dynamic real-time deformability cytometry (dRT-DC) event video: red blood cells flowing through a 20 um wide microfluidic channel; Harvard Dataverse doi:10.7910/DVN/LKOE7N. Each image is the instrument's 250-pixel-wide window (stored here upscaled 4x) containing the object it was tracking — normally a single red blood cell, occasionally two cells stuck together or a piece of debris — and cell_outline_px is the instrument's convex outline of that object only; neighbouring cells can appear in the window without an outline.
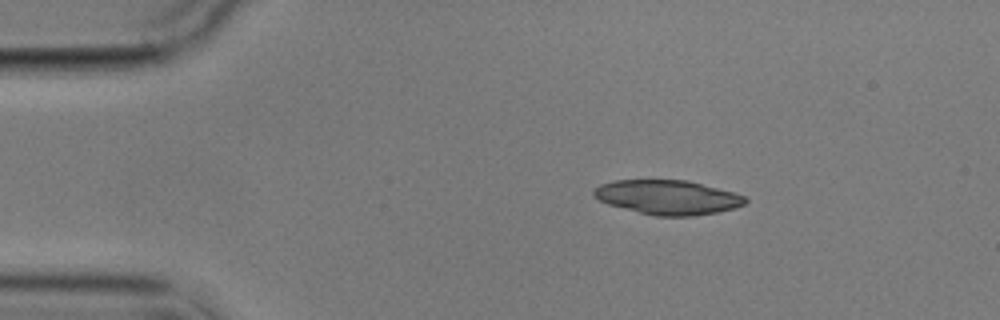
{"species": "common noctule bat (a hibernating species)", "species_latin": "Nyctalus noctula", "temperature_condition": "cold", "stored_images_in_passage": 5, "camera_frame_rate_fps": 3000, "um_per_image_px": 0.085, "animal": {"sex": "male", "body_mass_g": 17.9}, "frame": {"image": 1, "passage_image": 2, "time_ms": 1.333, "image_size_px": [1000, 320], "cell_outline_px": [[748, 200], [744, 204], [736, 208], [716, 212], [692, 216], [656, 216], [608, 204], [592, 196], [592, 192], [600, 184], [616, 180], [688, 180], [732, 192], [744, 196]], "centroid_in_image_um": [56.75, 16.76], "position_along_channel_um": 28.3, "area_um2": 30.11}}